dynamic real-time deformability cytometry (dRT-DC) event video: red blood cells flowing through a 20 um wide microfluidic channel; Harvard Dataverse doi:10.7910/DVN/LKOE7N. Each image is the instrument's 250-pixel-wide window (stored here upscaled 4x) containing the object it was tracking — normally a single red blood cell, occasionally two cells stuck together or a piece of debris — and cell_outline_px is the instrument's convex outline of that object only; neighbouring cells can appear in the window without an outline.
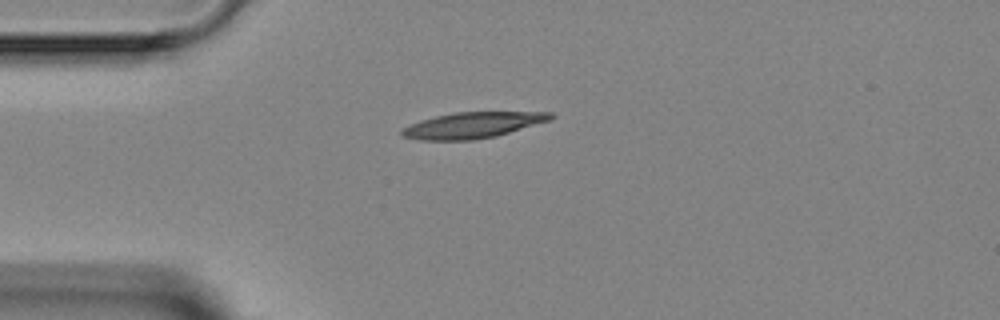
{"species": "Egyptian fruit bat (a non-hibernating species)", "species_latin": "Rousettus aegyptiacus", "temperature_condition": "room temperature", "stored_images_in_passage": 2, "camera_frame_rate_fps": 3000, "um_per_image_px": 0.085, "animal": {"sex": "female"}, "frame": {"image": 1, "passage_image": 1, "time_ms": 0.0, "image_size_px": [1000, 320], "cell_outline_px": [[556, 116], [552, 120], [496, 136], [472, 140], [420, 140], [404, 136], [400, 132], [400, 128], [420, 120], [436, 116], [456, 112], [552, 112]], "centroid_in_image_um": [40.19, 10.63], "position_along_channel_um": 44.8, "area_um2": 22.54}}